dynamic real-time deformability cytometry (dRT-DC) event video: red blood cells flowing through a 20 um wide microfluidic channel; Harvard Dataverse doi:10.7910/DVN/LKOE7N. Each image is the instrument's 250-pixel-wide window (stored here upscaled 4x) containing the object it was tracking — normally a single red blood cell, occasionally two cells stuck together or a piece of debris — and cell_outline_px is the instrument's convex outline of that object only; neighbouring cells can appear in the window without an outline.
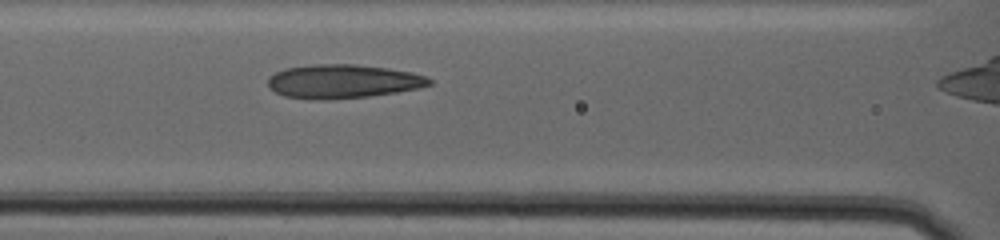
{"species": "human", "species_latin": "Homo sapiens", "temperature_condition": "warm", "stored_images_in_passage": 39, "segment_of_instrument_passage": [2, 2], "camera_frame_rate_fps": 3000, "um_per_image_px": 0.085, "donor": {"sex": "female"}, "frame": {"image": 1, "passage_image": 8, "time_ms": 2.333, "image_size_px": [1000, 240], "cell_outline_px": [[432, 84], [420, 88], [396, 92], [368, 96], [328, 100], [320, 100], [284, 96], [268, 88], [268, 76], [284, 68], [312, 64], [356, 64], [388, 68], [412, 72], [428, 76], [432, 80]], "centroid_in_image_um": [29.15, 6.91], "position_along_channel_um": 137.5, "area_um2": 32.08}}
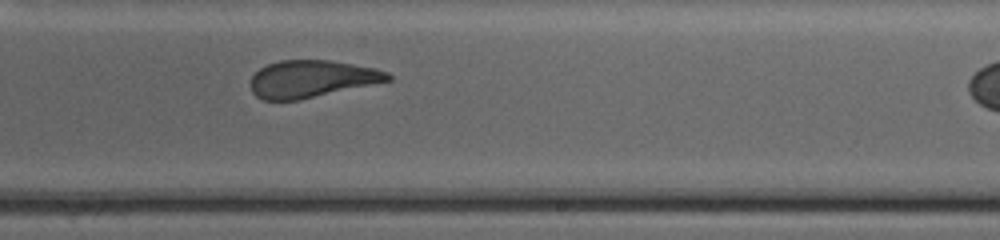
{"frame": {"image": 2, "passage_image": 22, "time_ms": 7.0, "image_size_px": [1000, 240], "cell_outline_px": [[392, 80], [300, 100], [264, 100], [256, 96], [252, 92], [248, 84], [252, 76], [260, 68], [268, 64], [280, 60], [328, 60], [376, 68], [388, 72], [392, 76]], "centroid_in_image_um": [26.47, 6.71], "position_along_channel_um": 262.5, "area_um2": 29.88}}
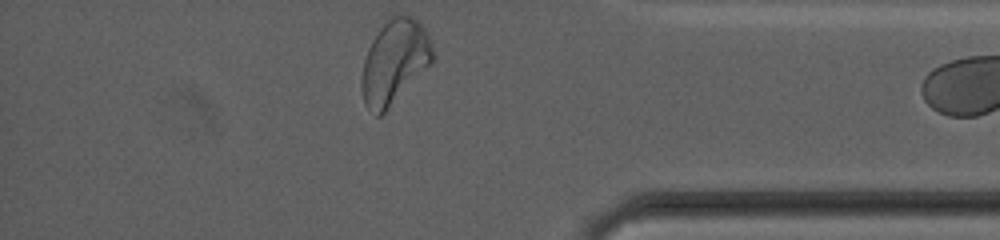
{"frame": {"image": 3, "passage_image": 39, "time_ms": 12.667, "image_size_px": [1000, 240], "cell_outline_px": [[436, 56], [384, 112], [380, 116], [376, 116], [364, 104], [360, 88], [360, 80], [364, 60], [368, 48], [372, 40], [380, 28], [392, 16], [412, 16], [428, 32]], "centroid_in_image_um": [33.5, 5.25], "position_along_channel_um": 401.7, "area_um2": 34.16}}